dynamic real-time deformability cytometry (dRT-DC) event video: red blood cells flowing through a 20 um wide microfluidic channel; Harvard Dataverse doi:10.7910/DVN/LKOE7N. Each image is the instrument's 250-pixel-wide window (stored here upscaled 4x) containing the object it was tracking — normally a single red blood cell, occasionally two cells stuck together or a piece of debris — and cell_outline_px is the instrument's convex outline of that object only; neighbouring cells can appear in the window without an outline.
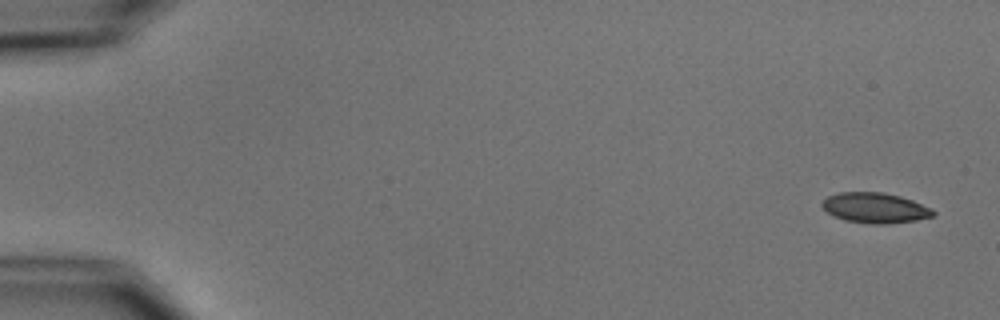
{"species": "common noctule bat (a hibernating species)", "species_latin": "Nyctalus noctula", "temperature_condition": "cold", "stored_images_in_passage": 4, "camera_frame_rate_fps": 3000, "um_per_image_px": 0.085, "animal": {"sex": "male", "body_mass_g": 15.6}, "frame": {"image": 1, "passage_image": 1, "time_ms": 0.0, "image_size_px": [1000, 320], "cell_outline_px": [[936, 212], [932, 216], [916, 220], [888, 224], [868, 224], [844, 220], [828, 212], [820, 204], [828, 196], [840, 192], [884, 192], [900, 196], [912, 200], [932, 208]], "centroid_in_image_um": [74.4, 17.67], "position_along_channel_um": 10.6, "area_um2": 19.59}}
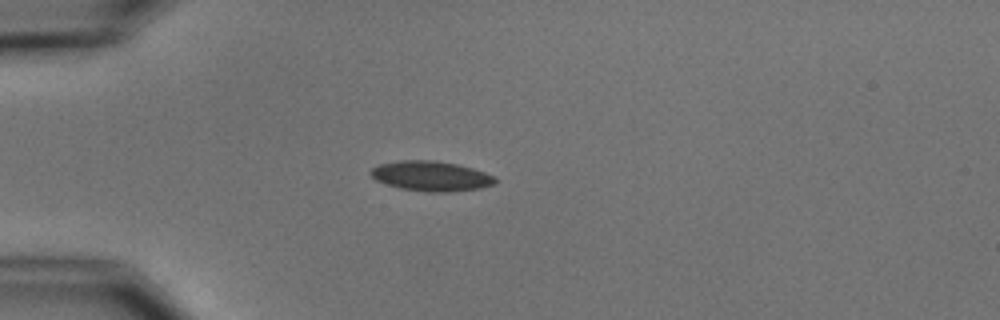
{"frame": {"image": 2, "passage_image": 4, "time_ms": 4.333, "image_size_px": [1000, 320], "cell_outline_px": [[496, 180], [492, 184], [480, 188], [448, 192], [428, 192], [400, 188], [376, 180], [368, 172], [372, 168], [380, 164], [400, 160], [432, 160], [456, 164], [472, 168], [484, 172], [492, 176]], "centroid_in_image_um": [36.6, 14.96], "position_along_channel_um": 48.4, "area_um2": 21.44}}